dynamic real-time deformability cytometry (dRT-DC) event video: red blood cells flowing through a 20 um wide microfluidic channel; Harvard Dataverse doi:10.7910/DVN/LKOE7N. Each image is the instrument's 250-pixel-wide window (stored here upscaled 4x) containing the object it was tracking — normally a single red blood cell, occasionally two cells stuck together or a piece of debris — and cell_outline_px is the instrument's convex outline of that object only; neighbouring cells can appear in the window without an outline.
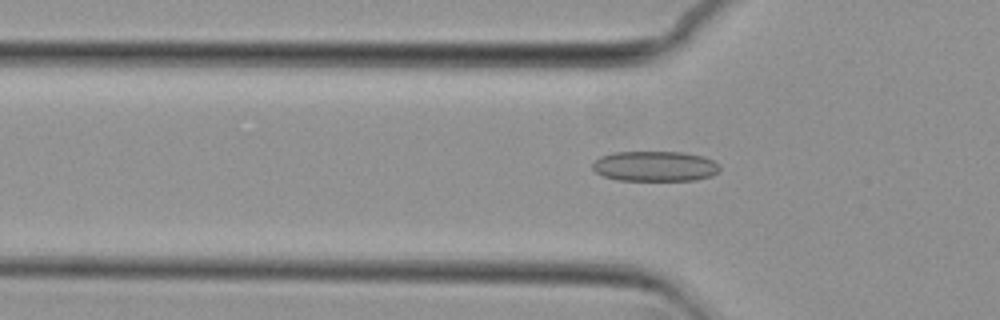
{"species": "common noctule bat (a hibernating species)", "species_latin": "Nyctalus noctula", "temperature_condition": "cold", "stored_images_in_passage": 40, "camera_frame_rate_fps": 3000, "um_per_image_px": 0.085, "animal": {"sex": "female", "body_mass_g": 29.2, "forearm_length_mm": 56.3}, "frame": {"image": 1, "passage_image": 10, "time_ms": 3.0, "image_size_px": [1000, 320], "cell_outline_px": [[720, 168], [712, 176], [696, 180], [616, 180], [604, 176], [596, 172], [592, 168], [592, 164], [600, 156], [612, 152], [684, 152], [704, 156], [720, 164]], "centroid_in_image_um": [55.68, 14.12], "position_along_channel_um": 70.1, "area_um2": 22.54}}
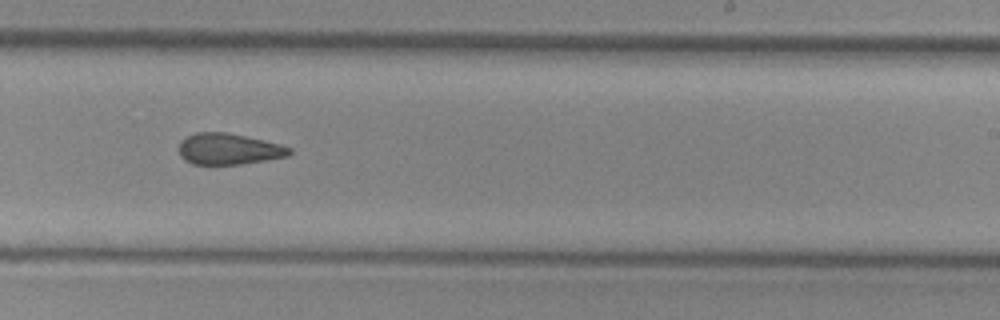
{"frame": {"image": 2, "passage_image": 26, "time_ms": 8.333, "image_size_px": [1000, 320], "cell_outline_px": [[292, 152], [288, 156], [240, 164], [192, 164], [184, 160], [180, 156], [180, 140], [196, 132], [228, 132], [264, 140], [280, 144], [292, 148]], "centroid_in_image_um": [19.44, 12.66], "position_along_channel_um": 269.6, "area_um2": 20.06}}
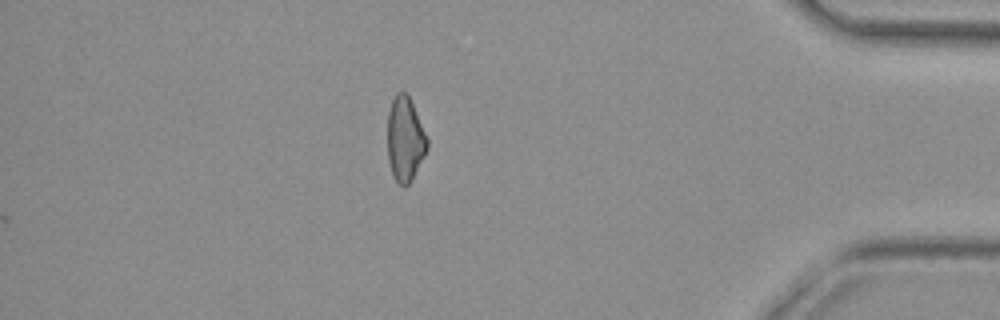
{"frame": {"image": 3, "passage_image": 40, "time_ms": 13.0, "image_size_px": [1000, 320], "cell_outline_px": [[428, 148], [412, 180], [404, 188], [396, 180], [392, 172], [388, 160], [388, 112], [392, 100], [396, 92], [404, 92], [408, 96], [428, 136]], "centroid_in_image_um": [34.44, 11.84], "position_along_channel_um": 400.8, "area_um2": 19.48}, "authors_computed_cell_mechanics": {"area_um2": 20.9236, "velocity_mm_per_s": 3.7384, "shape_relaxation_time_tau1_ms": null, "shape_relaxation_time_tau2_ms": 3.7528, "deformation_change_tau1": null, "deformation_change_tau2": 0.1055}}